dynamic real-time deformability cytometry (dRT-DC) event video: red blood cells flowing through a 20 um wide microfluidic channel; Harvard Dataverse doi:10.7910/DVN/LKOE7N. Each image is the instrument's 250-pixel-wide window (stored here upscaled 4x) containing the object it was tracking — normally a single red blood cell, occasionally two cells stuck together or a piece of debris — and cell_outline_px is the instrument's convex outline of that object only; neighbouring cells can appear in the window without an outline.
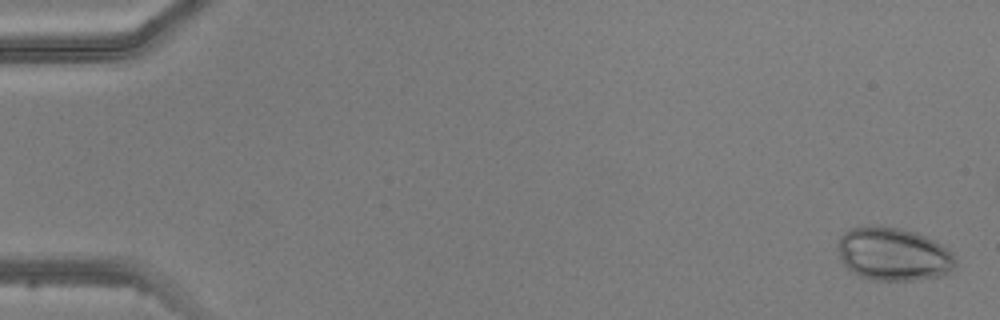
{"species": "common noctule bat (a hibernating species)", "species_latin": "Nyctalus noctula", "temperature_condition": "warm", "stored_images_in_passage": 5, "camera_frame_rate_fps": 3000, "um_per_image_px": 0.085, "animal": {"sex": "male", "body_mass_g": 20.5, "forearm_length_mm": 52.5}, "frame": {"image": 1, "passage_image": 1, "time_ms": 0.0, "image_size_px": [1000, 320], "cell_outline_px": [[956, 264], [948, 276], [912, 280], [872, 280], [860, 276], [848, 268], [844, 264], [840, 256], [836, 244], [840, 236], [848, 228], [872, 224], [880, 224], [900, 228], [916, 232], [940, 244], [952, 252], [956, 260]], "centroid_in_image_um": [75.93, 21.58], "position_along_channel_um": 9.1, "area_um2": 37.05}}